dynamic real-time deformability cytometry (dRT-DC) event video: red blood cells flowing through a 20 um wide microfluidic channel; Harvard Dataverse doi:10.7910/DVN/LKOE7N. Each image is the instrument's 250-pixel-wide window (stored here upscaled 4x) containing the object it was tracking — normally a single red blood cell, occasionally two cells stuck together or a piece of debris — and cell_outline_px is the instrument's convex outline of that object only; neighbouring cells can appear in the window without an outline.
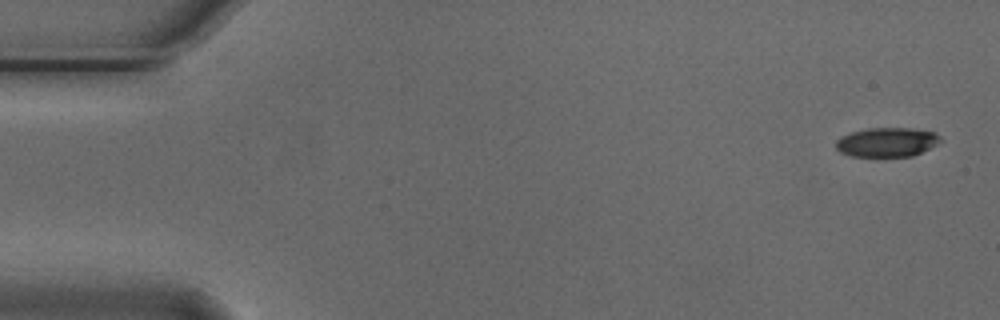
{"species": "Egyptian fruit bat (a non-hibernating species)", "species_latin": "Rousettus aegyptiacus", "temperature_condition": "cold", "stored_images_in_passage": 53, "camera_frame_rate_fps": 3000, "um_per_image_px": 0.085, "animal": {"sex": "male"}, "frame": {"image": 1, "passage_image": 1, "time_ms": 0.0, "image_size_px": [1000, 320], "cell_outline_px": [[944, 140], [912, 156], [852, 156], [840, 152], [836, 148], [836, 140], [840, 136], [852, 132], [868, 128], [912, 128], [936, 132]], "centroid_in_image_um": [75.39, 12.07], "position_along_channel_um": 9.6, "area_um2": 17.8}}
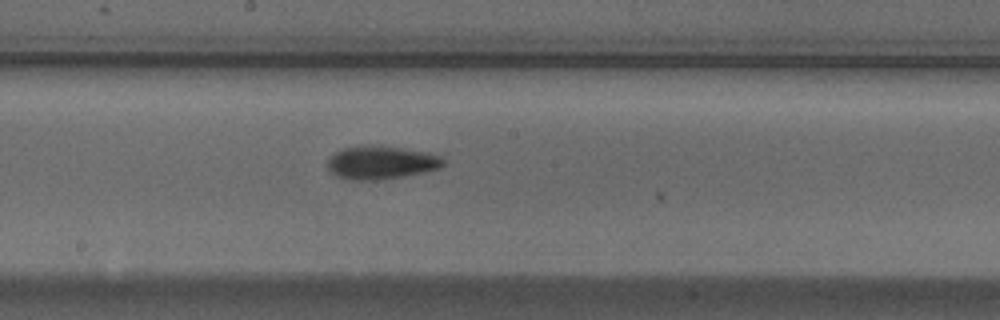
{"frame": {"image": 2, "passage_image": 28, "time_ms": 9.0, "image_size_px": [1000, 320], "cell_outline_px": [[444, 164], [440, 168], [424, 172], [404, 176], [372, 180], [352, 180], [336, 176], [328, 168], [328, 160], [336, 152], [344, 148], [368, 144], [404, 148], [428, 152], [440, 156], [444, 160]], "centroid_in_image_um": [32.41, 13.8], "position_along_channel_um": 215.8, "area_um2": 22.37}}
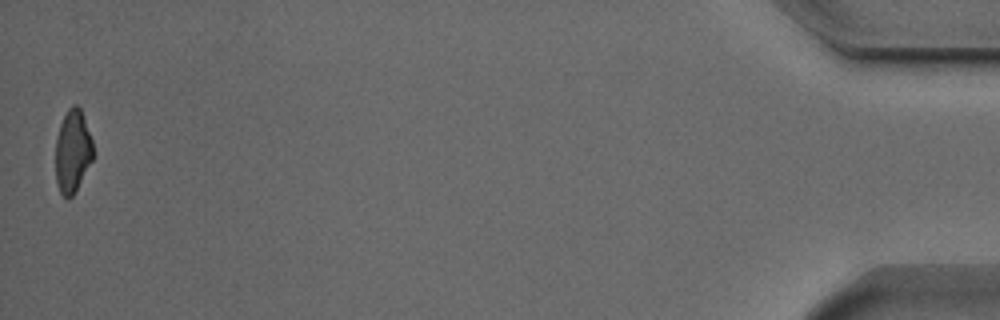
{"frame": {"image": 3, "passage_image": 53, "time_ms": 17.333, "image_size_px": [1000, 320], "cell_outline_px": [[92, 160], [76, 192], [68, 200], [60, 192], [56, 180], [56, 136], [60, 124], [68, 108], [72, 104], [76, 104], [80, 108], [92, 140]], "centroid_in_image_um": [6.16, 12.87], "position_along_channel_um": 429.0, "area_um2": 18.03}, "authors_computed_cell_mechanics": {"area_um2": 19.8254, "velocity_mm_per_s": 3.759, "shape_relaxation_time_tau1_ms": 3.1275, "shape_relaxation_time_tau2_ms": null, "deformation_change_tau1": 0.1155, "deformation_change_tau2": null}}